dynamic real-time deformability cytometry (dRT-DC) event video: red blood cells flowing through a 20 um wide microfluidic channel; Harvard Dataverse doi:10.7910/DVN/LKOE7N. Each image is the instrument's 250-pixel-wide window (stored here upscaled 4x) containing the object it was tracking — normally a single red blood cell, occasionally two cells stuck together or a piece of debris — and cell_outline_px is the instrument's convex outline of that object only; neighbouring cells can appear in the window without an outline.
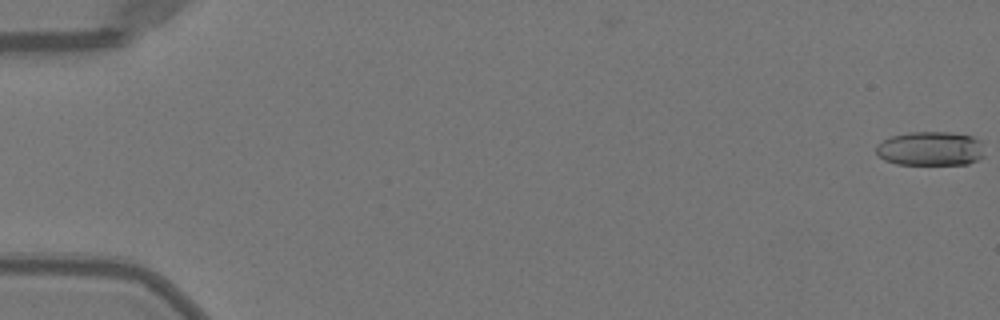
{"species": "Egyptian fruit bat (a non-hibernating species)", "species_latin": "Rousettus aegyptiacus", "temperature_condition": "warm", "stored_images_in_passage": 27, "camera_frame_rate_fps": 3000, "um_per_image_px": 0.085, "animal": {"sex": "female"}, "frame": {"image": 1, "passage_image": 1, "time_ms": 0.0, "image_size_px": [1000, 320], "cell_outline_px": [[984, 156], [968, 164], [896, 164], [884, 160], [876, 152], [876, 144], [892, 136], [908, 132], [948, 132], [972, 136], [980, 140]], "centroid_in_image_um": [79.08, 12.63], "position_along_channel_um": 5.9, "area_um2": 21.56}}
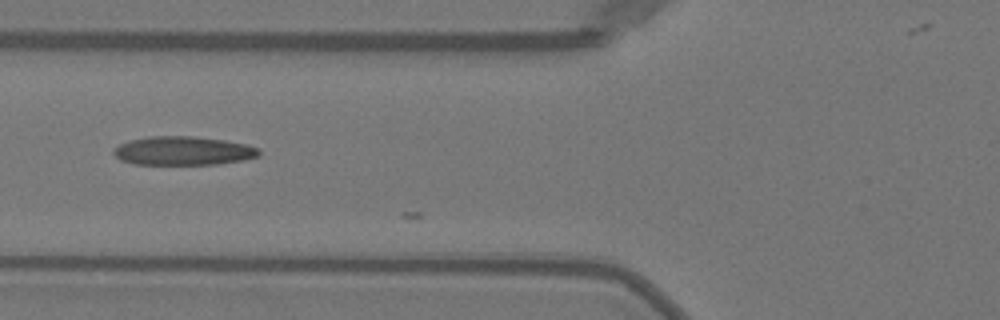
{"frame": {"image": 2, "passage_image": 21, "time_ms": 6.667, "image_size_px": [1000, 320], "cell_outline_px": [[260, 156], [244, 160], [216, 164], [132, 164], [120, 160], [112, 152], [120, 144], [132, 140], [152, 136], [192, 136], [224, 140], [244, 144], [260, 148]], "centroid_in_image_um": [15.6, 12.82], "position_along_channel_um": 110.2, "area_um2": 24.22}}
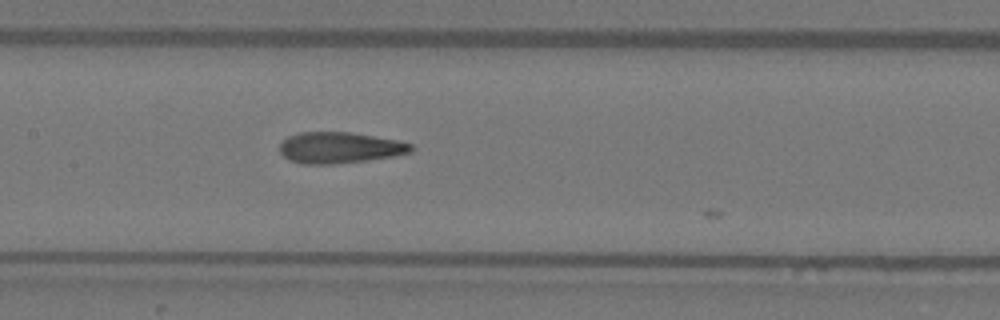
{"frame": {"image": 3, "passage_image": 26, "time_ms": 8.333, "image_size_px": [1000, 320], "cell_outline_px": [[412, 152], [392, 156], [364, 160], [332, 164], [300, 164], [288, 160], [280, 152], [280, 144], [288, 136], [300, 132], [352, 132], [396, 140], [412, 144]], "centroid_in_image_um": [28.83, 12.55], "position_along_channel_um": 178.6, "area_um2": 23.7}}